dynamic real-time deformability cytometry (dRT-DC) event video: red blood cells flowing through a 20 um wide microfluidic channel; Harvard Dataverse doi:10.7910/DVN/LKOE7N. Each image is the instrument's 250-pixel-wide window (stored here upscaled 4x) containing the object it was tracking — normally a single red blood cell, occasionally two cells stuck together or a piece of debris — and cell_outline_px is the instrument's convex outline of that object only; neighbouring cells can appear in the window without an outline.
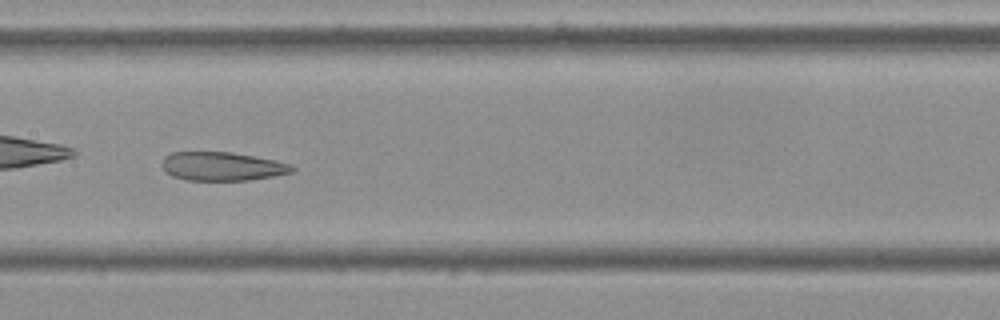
{"species": "Egyptian fruit bat (a non-hibernating species)", "species_latin": "Rousettus aegyptiacus", "temperature_condition": "cold", "stored_images_in_passage": 49, "camera_frame_rate_fps": 3000, "um_per_image_px": 0.085, "frame": {"image": 1, "passage_image": 22, "time_ms": 7.0, "image_size_px": [1000, 320], "cell_outline_px": [[296, 168], [292, 172], [272, 176], [248, 180], [184, 180], [172, 176], [164, 172], [160, 164], [164, 156], [172, 152], [232, 152], [276, 160], [292, 164]], "centroid_in_image_um": [18.84, 14.13], "position_along_channel_um": 188.6, "area_um2": 21.96}, "authors_computed_cell_mechanics": {"area_um2": 25.0274, "velocity_mm_per_s": 3.5935, "shape_relaxation_time_tau1_ms": null, "shape_relaxation_time_tau2_ms": 4.7213, "deformation_change_tau1": null, "deformation_change_tau2": 0.1353}}